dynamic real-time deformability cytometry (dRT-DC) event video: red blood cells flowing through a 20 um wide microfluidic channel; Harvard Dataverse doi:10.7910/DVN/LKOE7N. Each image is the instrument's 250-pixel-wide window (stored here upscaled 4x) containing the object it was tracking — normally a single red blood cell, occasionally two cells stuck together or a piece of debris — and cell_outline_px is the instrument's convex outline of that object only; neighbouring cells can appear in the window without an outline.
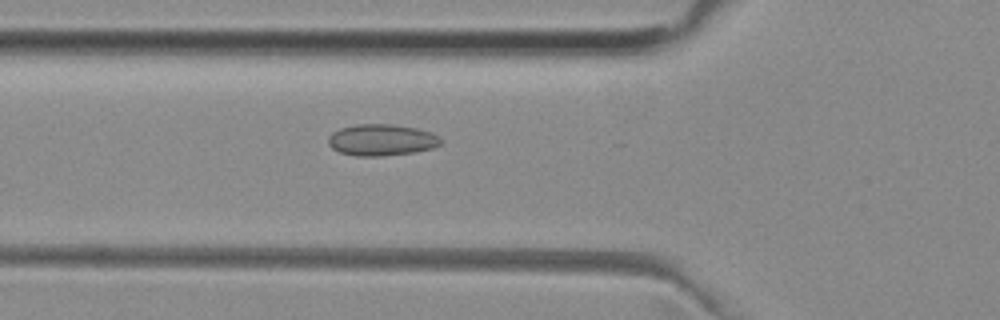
{"species": "common noctule bat (a hibernating species)", "species_latin": "Nyctalus noctula", "temperature_condition": "room temperature", "stored_images_in_passage": 20, "camera_frame_rate_fps": 3000, "um_per_image_px": 0.085, "animal": {"sex": "female", "body_mass_g": 29.2, "forearm_length_mm": 56.3}, "frame": {"image": 1, "passage_image": 16, "time_ms": 5.0, "image_size_px": [1000, 320], "cell_outline_px": [[444, 140], [440, 144], [432, 148], [412, 152], [380, 156], [356, 156], [340, 152], [332, 148], [328, 144], [328, 136], [332, 132], [340, 128], [356, 124], [392, 124], [416, 128], [432, 132], [440, 136]], "centroid_in_image_um": [32.44, 11.88], "position_along_channel_um": 93.4, "area_um2": 20.75}}
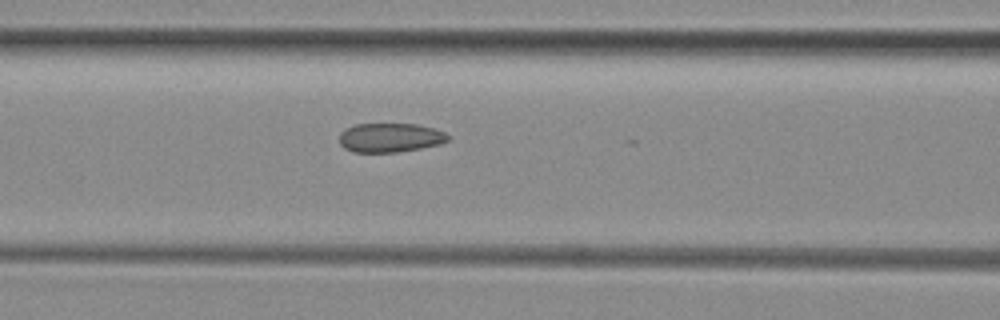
{"frame": {"image": 2, "passage_image": 19, "time_ms": 6.0, "image_size_px": [1000, 320], "cell_outline_px": [[448, 140], [440, 144], [420, 148], [396, 152], [352, 152], [344, 148], [340, 144], [340, 132], [344, 128], [356, 124], [416, 124], [432, 128], [444, 132], [448, 136]], "centroid_in_image_um": [33.11, 11.7], "position_along_channel_um": 133.5, "area_um2": 18.38}}